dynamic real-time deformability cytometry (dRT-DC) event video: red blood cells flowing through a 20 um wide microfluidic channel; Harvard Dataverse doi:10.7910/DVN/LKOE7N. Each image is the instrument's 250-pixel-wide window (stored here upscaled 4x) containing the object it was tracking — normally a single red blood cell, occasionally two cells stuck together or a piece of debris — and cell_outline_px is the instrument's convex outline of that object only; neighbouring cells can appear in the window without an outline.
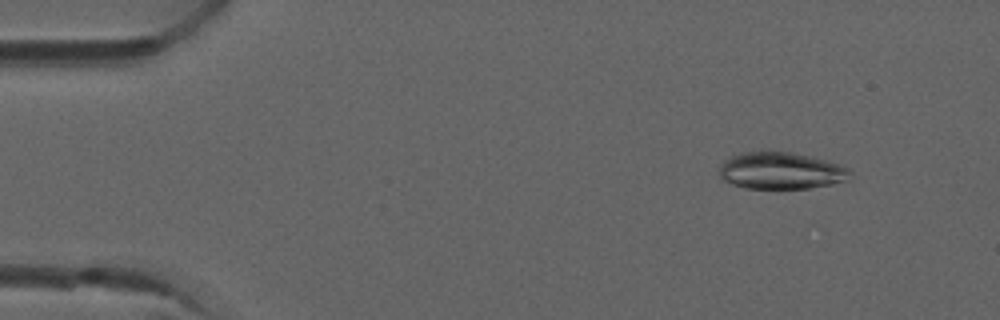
{"species": "common noctule bat (a hibernating species)", "species_latin": "Nyctalus noctula", "temperature_condition": "room temperature", "stored_images_in_passage": 5, "camera_frame_rate_fps": 3000, "um_per_image_px": 0.085, "animal": {"sex": "male", "forearm_length_mm": 52.5}, "frame": {"image": 1, "passage_image": 2, "time_ms": 0.333, "image_size_px": [1000, 320], "cell_outline_px": [[852, 172], [848, 180], [832, 184], [808, 188], [748, 188], [732, 184], [724, 180], [720, 176], [720, 164], [724, 160], [732, 156], [744, 152], [768, 148], [792, 152], [812, 156], [828, 160], [840, 164], [848, 168]], "centroid_in_image_um": [66.39, 14.47], "position_along_channel_um": 18.6, "area_um2": 28.78}}